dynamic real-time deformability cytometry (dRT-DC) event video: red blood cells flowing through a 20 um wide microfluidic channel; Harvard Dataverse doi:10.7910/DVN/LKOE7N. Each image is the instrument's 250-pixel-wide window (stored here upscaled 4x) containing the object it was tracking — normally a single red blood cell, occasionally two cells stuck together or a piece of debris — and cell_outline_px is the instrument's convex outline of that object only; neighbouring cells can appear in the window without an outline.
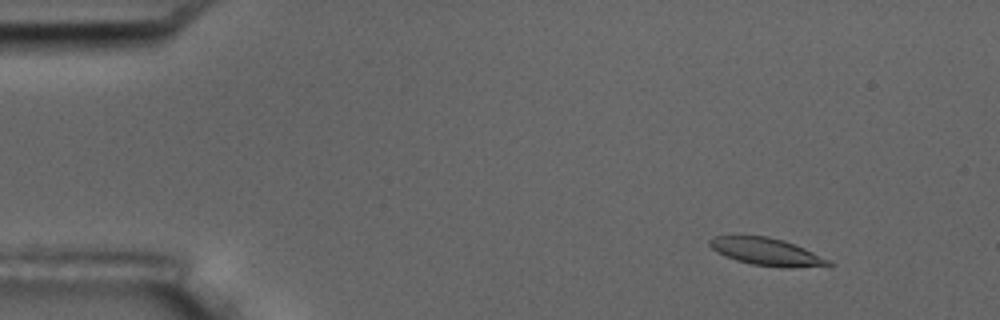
{"species": "common noctule bat (a hibernating species)", "species_latin": "Nyctalus noctula", "temperature_condition": "room temperature", "stored_images_in_passage": 4, "camera_frame_rate_fps": 3000, "um_per_image_px": 0.085, "animal": {"sex": "male", "body_mass_g": 17.5, "forearm_length_mm": 52.3}, "frame": {"image": 1, "passage_image": 1, "time_ms": 0.0, "image_size_px": [1000, 320], "cell_outline_px": [[836, 264], [788, 268], [780, 268], [752, 264], [736, 260], [716, 252], [708, 244], [708, 240], [712, 236], [768, 236], [784, 240], [796, 244]], "centroid_in_image_um": [65.11, 21.39], "position_along_channel_um": 19.9, "area_um2": 18.9}}
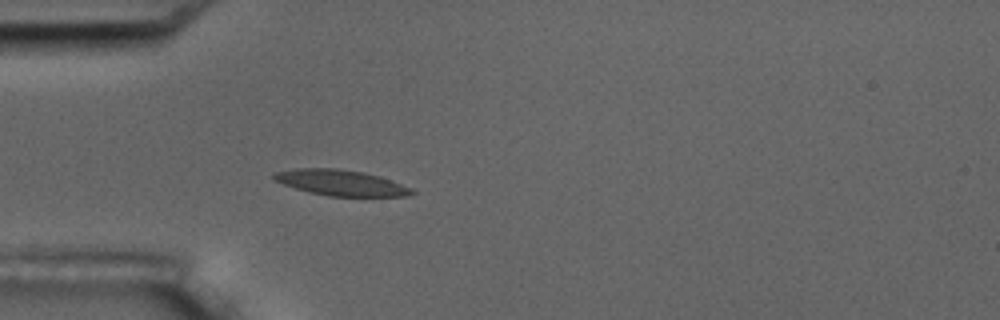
{"frame": {"image": 2, "passage_image": 4, "time_ms": 3.333, "image_size_px": [1000, 320], "cell_outline_px": [[416, 192], [404, 196], [328, 196], [308, 192], [272, 180], [272, 172], [296, 168], [336, 168], [364, 172], [380, 176], [412, 188]], "centroid_in_image_um": [28.93, 15.52], "position_along_channel_um": 56.1, "area_um2": 20.75}}